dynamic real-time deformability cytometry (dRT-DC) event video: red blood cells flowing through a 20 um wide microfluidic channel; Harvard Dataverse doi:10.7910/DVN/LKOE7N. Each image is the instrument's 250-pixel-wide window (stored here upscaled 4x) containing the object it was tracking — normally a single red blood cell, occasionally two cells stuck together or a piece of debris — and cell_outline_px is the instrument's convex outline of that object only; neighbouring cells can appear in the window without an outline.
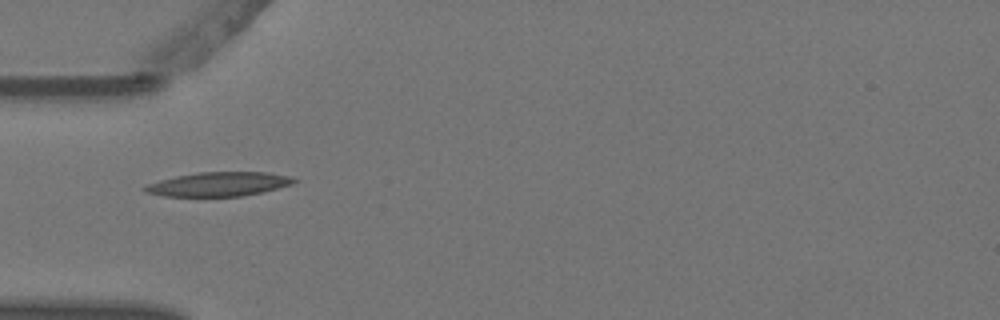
{"species": "Egyptian fruit bat (a non-hibernating species)", "species_latin": "Rousettus aegyptiacus", "temperature_condition": "warm", "stored_images_in_passage": 3, "camera_frame_rate_fps": 3000, "um_per_image_px": 0.085, "animal": {"sex": "female"}, "frame": {"image": 1, "passage_image": 1, "time_ms": 0.0, "image_size_px": [1000, 320], "cell_outline_px": [[300, 180], [292, 184], [260, 192], [240, 196], [164, 196], [144, 192], [140, 188], [148, 184], [160, 180], [176, 176], [196, 172], [268, 172], [292, 176]], "centroid_in_image_um": [18.59, 15.64], "position_along_channel_um": 66.4, "area_um2": 20.98}}
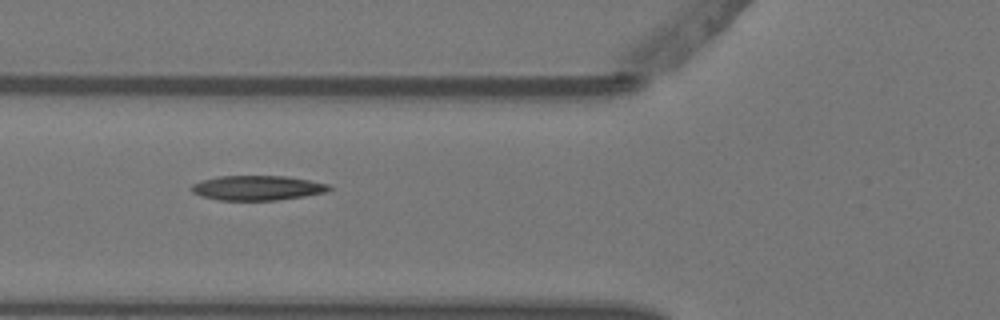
{"frame": {"image": 2, "passage_image": 2, "time_ms": 0.333, "image_size_px": [1000, 320], "cell_outline_px": [[332, 188], [328, 192], [304, 196], [276, 200], [220, 200], [200, 196], [192, 192], [188, 188], [192, 184], [200, 180], [220, 176], [284, 176], [308, 180], [328, 184]], "centroid_in_image_um": [21.83, 15.97], "position_along_channel_um": 104.0, "area_um2": 19.88}}
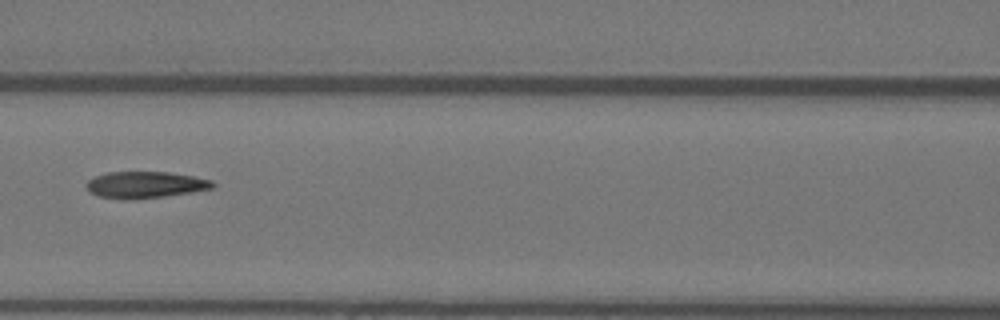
{"frame": {"image": 3, "passage_image": 3, "time_ms": 0.667, "image_size_px": [1000, 320], "cell_outline_px": [[216, 184], [212, 188], [192, 192], [164, 196], [132, 200], [124, 200], [100, 196], [88, 192], [84, 184], [88, 180], [96, 176], [108, 172], [168, 172], [192, 176], [212, 180]], "centroid_in_image_um": [12.31, 15.71], "position_along_channel_um": 154.3, "area_um2": 19.65}}